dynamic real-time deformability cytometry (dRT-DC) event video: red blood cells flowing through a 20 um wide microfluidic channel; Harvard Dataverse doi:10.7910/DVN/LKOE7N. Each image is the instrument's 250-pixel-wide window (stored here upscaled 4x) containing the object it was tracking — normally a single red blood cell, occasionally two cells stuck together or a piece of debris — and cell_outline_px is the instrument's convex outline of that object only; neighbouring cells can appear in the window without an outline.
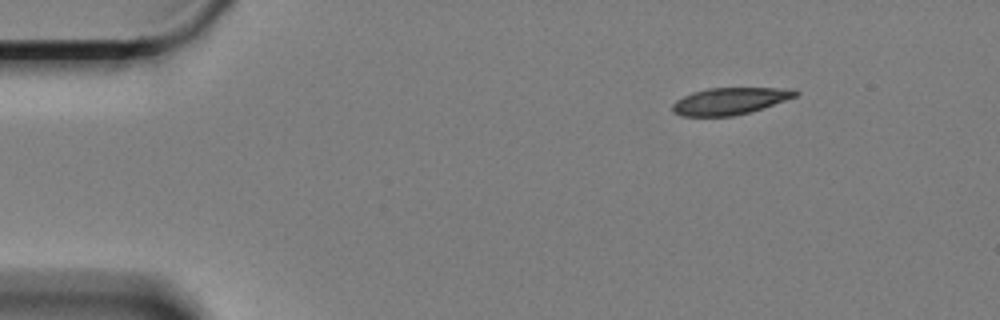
{"species": "Egyptian fruit bat (a non-hibernating species)", "species_latin": "Rousettus aegyptiacus", "temperature_condition": "cold", "stored_images_in_passage": 53, "camera_frame_rate_fps": 3000, "um_per_image_px": 0.085, "animal": {"sex": "female"}, "frame": {"image": 1, "passage_image": 1, "time_ms": 0.0, "image_size_px": [1000, 320], "cell_outline_px": [[800, 92], [796, 96], [748, 112], [732, 116], [680, 116], [672, 112], [672, 104], [676, 100], [692, 92], [708, 88], [792, 88]], "centroid_in_image_um": [61.98, 8.58], "position_along_channel_um": 23.0, "area_um2": 19.07}}
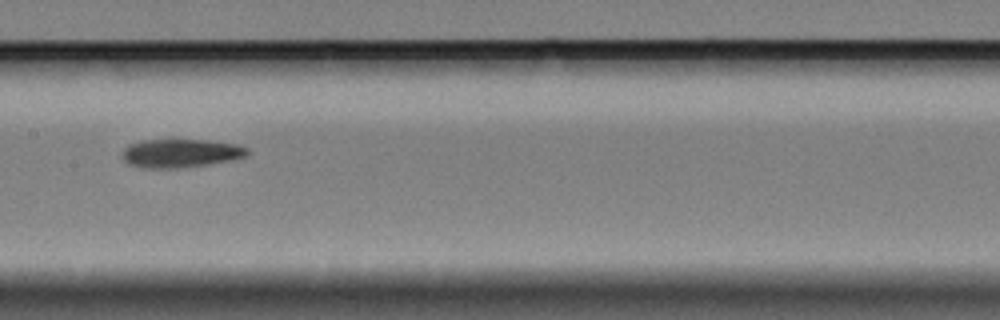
{"frame": {"image": 2, "passage_image": 23, "time_ms": 7.333, "image_size_px": [1000, 320], "cell_outline_px": [[248, 156], [208, 164], [180, 168], [140, 168], [128, 164], [124, 160], [124, 148], [140, 140], [172, 136], [208, 140], [236, 144], [248, 148]], "centroid_in_image_um": [15.33, 12.97], "position_along_channel_um": 192.1, "area_um2": 21.62}}
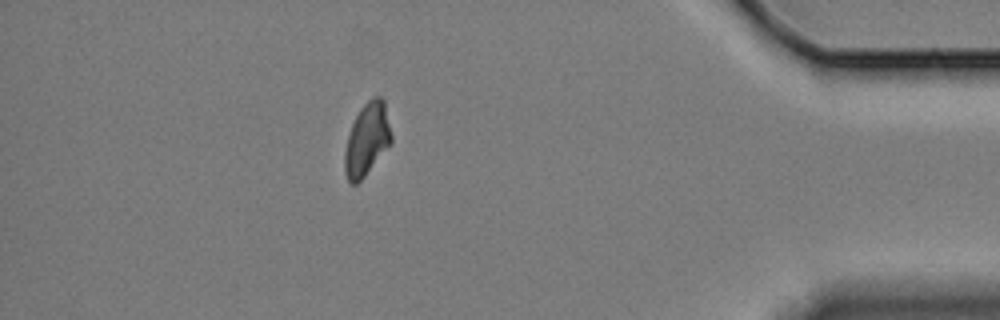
{"frame": {"image": 3, "passage_image": 46, "time_ms": 15.0, "image_size_px": [1000, 320], "cell_outline_px": [[392, 144], [364, 176], [356, 184], [348, 184], [344, 172], [344, 152], [348, 136], [352, 124], [360, 108], [372, 96], [380, 96], [384, 100], [392, 136]], "centroid_in_image_um": [31.19, 11.86], "position_along_channel_um": 404.0, "area_um2": 19.88}, "authors_computed_cell_mechanics": {"area_um2": 20.4034, "velocity_mm_per_s": 3.3151, "shape_relaxation_time_tau1_ms": 4.5668, "shape_relaxation_time_tau2_ms": 4.1985, "deformation_change_tau1": 0.135, "deformation_change_tau2": 0.1097}}